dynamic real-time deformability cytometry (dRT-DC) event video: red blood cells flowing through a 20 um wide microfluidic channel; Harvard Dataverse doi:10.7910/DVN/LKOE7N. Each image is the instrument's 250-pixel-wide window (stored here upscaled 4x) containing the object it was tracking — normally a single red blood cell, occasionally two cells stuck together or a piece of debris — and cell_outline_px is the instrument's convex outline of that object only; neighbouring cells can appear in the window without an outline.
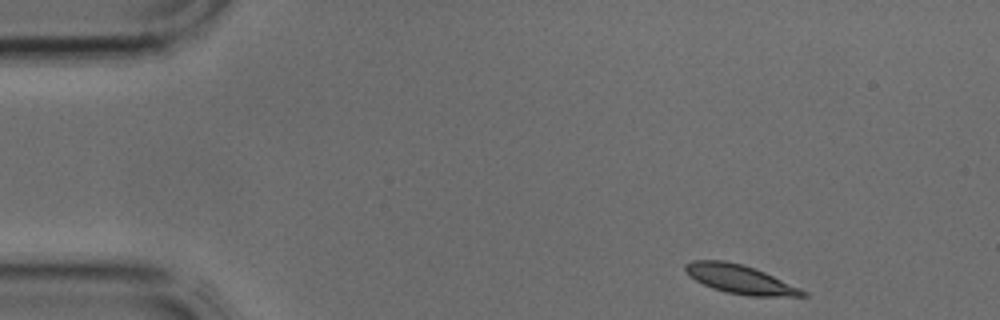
{"species": "common noctule bat (a hibernating species)", "species_latin": "Nyctalus noctula", "temperature_condition": "cold", "stored_images_in_passage": 3, "camera_frame_rate_fps": 3000, "um_per_image_px": 0.085, "animal": {"sex": "male", "body_mass_g": 17.9, "forearm_length_mm": 54.2}, "frame": {"image": 1, "passage_image": 1, "time_ms": 0.0, "image_size_px": [1000, 320], "cell_outline_px": [[808, 296], [748, 296], [728, 292], [712, 288], [696, 280], [684, 268], [684, 264], [692, 260], [724, 260], [756, 268], [800, 288], [808, 292]], "centroid_in_image_um": [62.93, 23.73], "position_along_channel_um": 22.1, "area_um2": 19.48}}
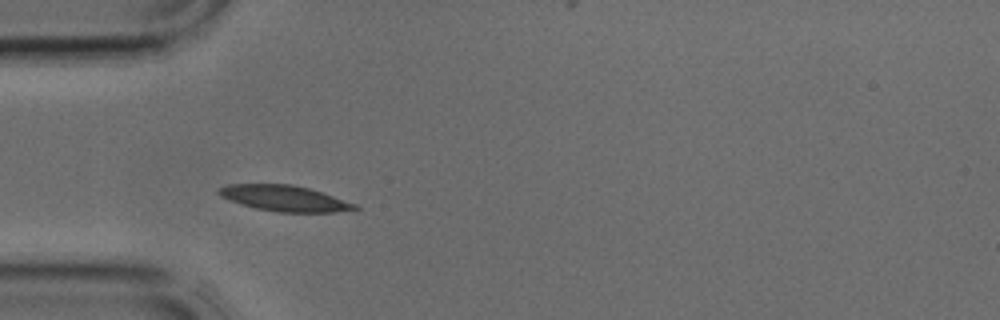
{"frame": {"image": 2, "passage_image": 3, "time_ms": 0.667, "image_size_px": [1000, 320], "cell_outline_px": [[360, 208], [332, 212], [276, 212], [256, 208], [220, 196], [216, 192], [220, 188], [228, 184], [292, 184], [308, 188], [356, 204]], "centroid_in_image_um": [24.16, 16.85], "position_along_channel_um": 60.8, "area_um2": 20.0}}